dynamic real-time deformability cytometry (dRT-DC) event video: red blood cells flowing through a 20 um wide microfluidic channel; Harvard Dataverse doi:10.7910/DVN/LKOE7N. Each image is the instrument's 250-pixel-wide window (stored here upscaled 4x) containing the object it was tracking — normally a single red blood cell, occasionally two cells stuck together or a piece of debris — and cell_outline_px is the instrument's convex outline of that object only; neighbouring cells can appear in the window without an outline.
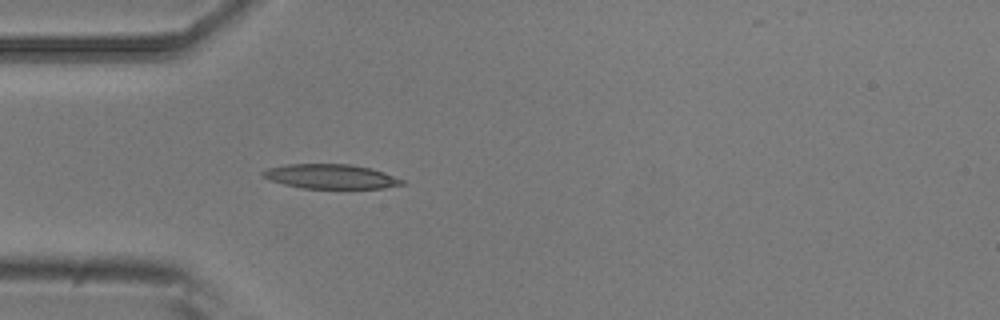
{"species": "common noctule bat (a hibernating species)", "species_latin": "Nyctalus noctula", "temperature_condition": "room temperature", "stored_images_in_passage": 4, "camera_frame_rate_fps": 3000, "um_per_image_px": 0.085, "animal": {"sex": "male", "body_mass_g": 20.5, "forearm_length_mm": 52.5}, "frame": {"image": 1, "passage_image": 4, "time_ms": 1.0, "image_size_px": [1000, 320], "cell_outline_px": [[408, 184], [384, 188], [300, 188], [284, 184], [260, 176], [260, 172], [268, 168], [288, 164], [352, 164], [372, 168], [384, 172], [404, 180]], "centroid_in_image_um": [28.14, 15.0], "position_along_channel_um": 56.9, "area_um2": 20.0}}